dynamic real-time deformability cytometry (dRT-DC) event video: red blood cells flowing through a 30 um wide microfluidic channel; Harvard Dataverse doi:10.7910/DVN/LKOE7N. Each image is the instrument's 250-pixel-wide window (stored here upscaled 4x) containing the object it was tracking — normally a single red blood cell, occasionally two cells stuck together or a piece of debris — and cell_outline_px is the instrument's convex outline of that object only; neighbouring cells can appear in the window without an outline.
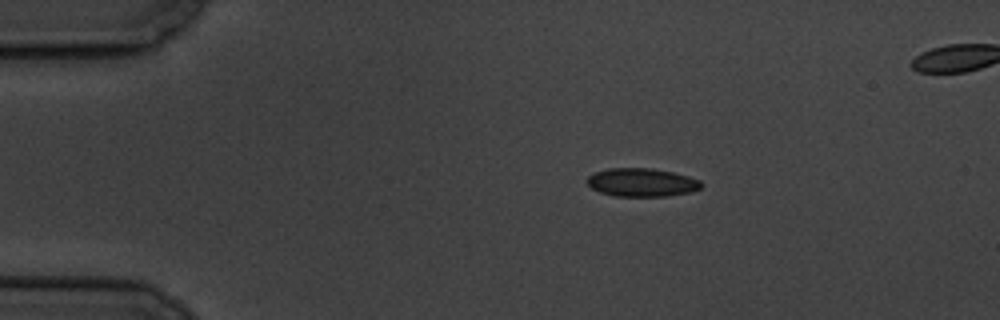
{"species": "common noctule bat (a hibernating species)", "species_latin": "Nyctalus noctula", "temperature_condition": "cold", "stored_images_in_passage": 4, "segment_of_instrument_passage": [1, 2], "camera_frame_rate_fps": 3000, "um_per_image_px": 0.085, "animal": {"sex": "male", "body_mass_g": 19.5, "forearm_length_mm": 54.6}, "frame": {"image": 1, "passage_image": 1, "time_ms": 0.0, "image_size_px": [1000, 320], "cell_outline_px": [[704, 184], [700, 188], [692, 192], [668, 196], [616, 196], [600, 192], [592, 188], [584, 180], [588, 176], [596, 172], [608, 168], [652, 168], [672, 172], [688, 176], [700, 180]], "centroid_in_image_um": [54.56, 15.5], "position_along_channel_um": 30.4, "area_um2": 18.96}}